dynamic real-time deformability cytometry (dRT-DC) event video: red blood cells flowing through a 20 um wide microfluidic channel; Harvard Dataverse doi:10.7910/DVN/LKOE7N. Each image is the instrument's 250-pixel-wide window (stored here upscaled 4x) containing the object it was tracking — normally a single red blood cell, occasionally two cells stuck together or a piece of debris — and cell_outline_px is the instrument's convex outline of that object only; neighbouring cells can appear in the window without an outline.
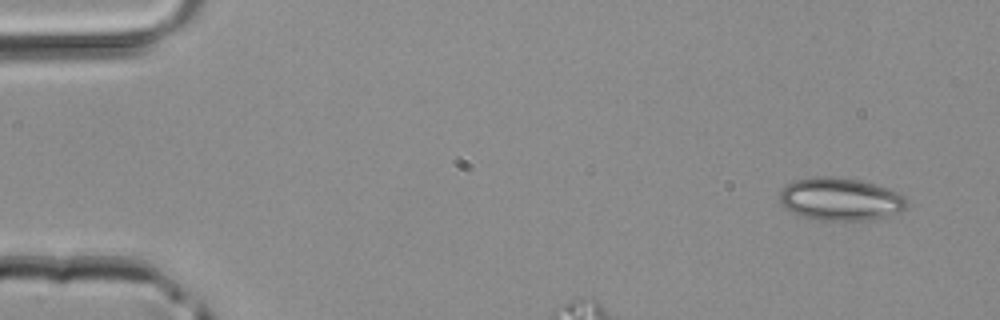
{"species": "common noctule bat (a hibernating species)", "species_latin": "Nyctalus noctula", "temperature_condition": "room temperature", "stored_images_in_passage": 4, "camera_frame_rate_fps": 3000, "um_per_image_px": 0.085, "animal": {"sex": "male", "body_mass_g": 20.4}, "frame": {"image": 1, "passage_image": 1, "time_ms": 0.0, "image_size_px": [1000, 320], "cell_outline_px": [[908, 204], [900, 212], [868, 220], [816, 220], [800, 216], [792, 212], [780, 200], [780, 188], [796, 180], [816, 176], [832, 176], [856, 180], [888, 188], [900, 192], [908, 200]], "centroid_in_image_um": [71.44, 16.93], "position_along_channel_um": 13.6, "area_um2": 31.5}}
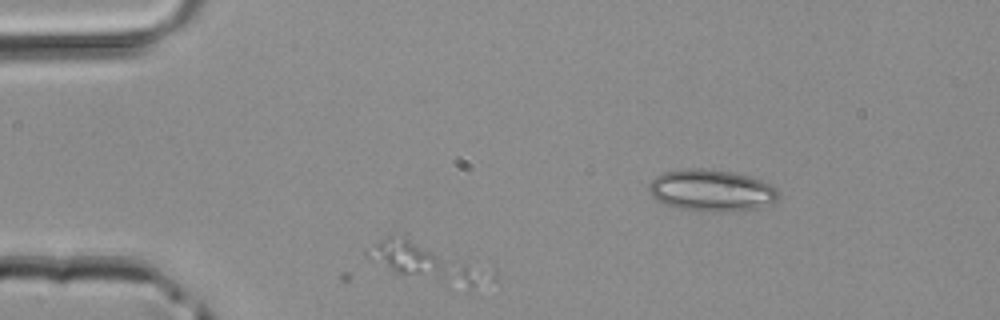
{"frame": {"image": 2, "passage_image": 2, "time_ms": 0.333, "image_size_px": [1000, 320], "cell_outline_px": [[476, 280], [472, 284], [468, 284], [396, 272], [364, 256], [364, 252], [380, 240], [392, 236], [404, 236], [464, 264], [468, 268]], "centroid_in_image_um": [35.51, 22.13], "position_along_channel_um": 49.5, "area_um2": 20.58}}